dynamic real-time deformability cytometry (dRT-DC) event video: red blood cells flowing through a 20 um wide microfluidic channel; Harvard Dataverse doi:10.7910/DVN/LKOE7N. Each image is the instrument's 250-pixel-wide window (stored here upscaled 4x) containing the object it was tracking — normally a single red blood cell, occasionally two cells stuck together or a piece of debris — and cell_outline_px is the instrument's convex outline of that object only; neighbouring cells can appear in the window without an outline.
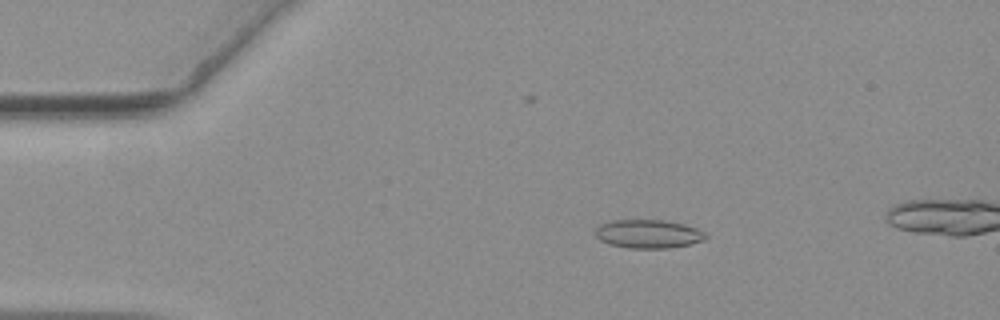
{"species": "common noctule bat (a hibernating species)", "species_latin": "Nyctalus noctula", "temperature_condition": "warm", "stored_images_in_passage": 45, "camera_frame_rate_fps": 3000, "um_per_image_px": 0.085, "animal": {"sex": "female", "body_mass_g": 19.3, "forearm_length_mm": 54.1}, "frame": {"image": 1, "passage_image": 3, "time_ms": 0.667, "image_size_px": [1000, 320], "cell_outline_px": [[708, 236], [704, 240], [688, 244], [668, 248], [628, 248], [608, 244], [600, 240], [596, 236], [596, 228], [600, 224], [612, 220], [664, 220], [684, 224], [696, 228], [704, 232]], "centroid_in_image_um": [55.09, 19.88], "position_along_channel_um": 29.9, "area_um2": 18.32}}
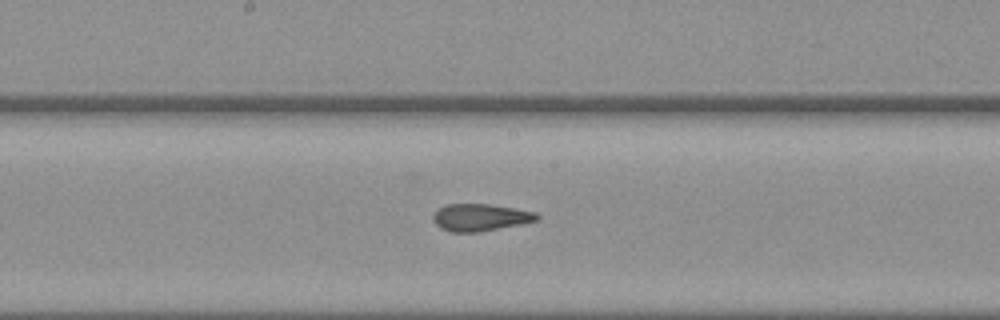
{"frame": {"image": 2, "passage_image": 22, "time_ms": 7.0, "image_size_px": [1000, 320], "cell_outline_px": [[540, 216], [536, 220], [520, 224], [480, 232], [448, 232], [440, 228], [432, 220], [432, 216], [440, 208], [448, 204], [492, 204], [516, 208], [536, 212]], "centroid_in_image_um": [40.82, 18.48], "position_along_channel_um": 207.4, "area_um2": 16.47}}
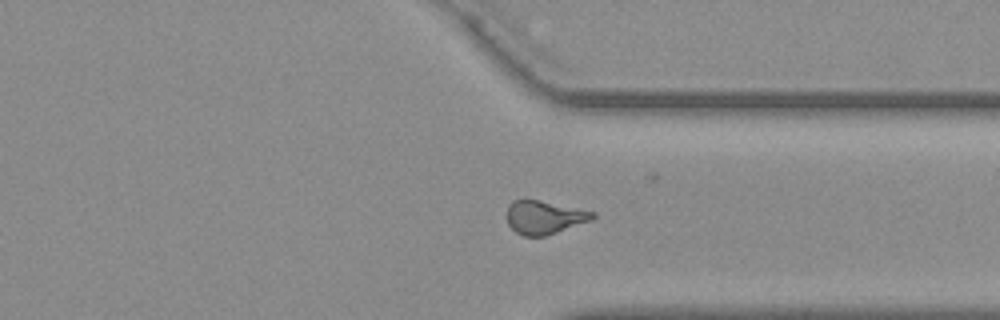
{"frame": {"image": 3, "passage_image": 35, "time_ms": 11.333, "image_size_px": [1000, 320], "cell_outline_px": [[596, 216], [592, 220], [544, 236], [524, 236], [516, 232], [508, 224], [508, 204], [512, 200], [536, 200], [596, 212]], "centroid_in_image_um": [46.27, 18.47], "position_along_channel_um": 365.1, "area_um2": 16.36}}